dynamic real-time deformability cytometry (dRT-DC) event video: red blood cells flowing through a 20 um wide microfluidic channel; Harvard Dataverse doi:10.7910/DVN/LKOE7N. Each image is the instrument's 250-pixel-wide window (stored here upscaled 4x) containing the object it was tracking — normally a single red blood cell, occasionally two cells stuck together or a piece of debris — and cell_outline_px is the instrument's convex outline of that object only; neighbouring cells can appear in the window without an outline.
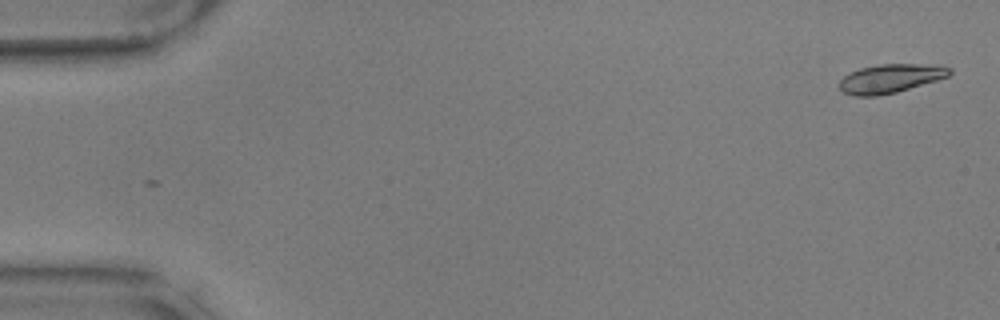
{"species": "common noctule bat (a hibernating species)", "species_latin": "Nyctalus noctula", "temperature_condition": "warm", "stored_images_in_passage": 56, "camera_frame_rate_fps": 3000, "um_per_image_px": 0.085, "animal": {"sex": "male", "body_mass_g": 17.9, "forearm_length_mm": 54.2}, "frame": {"image": 1, "passage_image": 1, "time_ms": 0.0, "image_size_px": [1000, 320], "cell_outline_px": [[952, 72], [948, 76], [936, 80], [896, 92], [876, 96], [852, 96], [844, 92], [840, 88], [840, 80], [844, 76], [860, 68], [880, 64], [940, 64], [952, 68]], "centroid_in_image_um": [75.72, 6.66], "position_along_channel_um": 9.3, "area_um2": 18.44}}
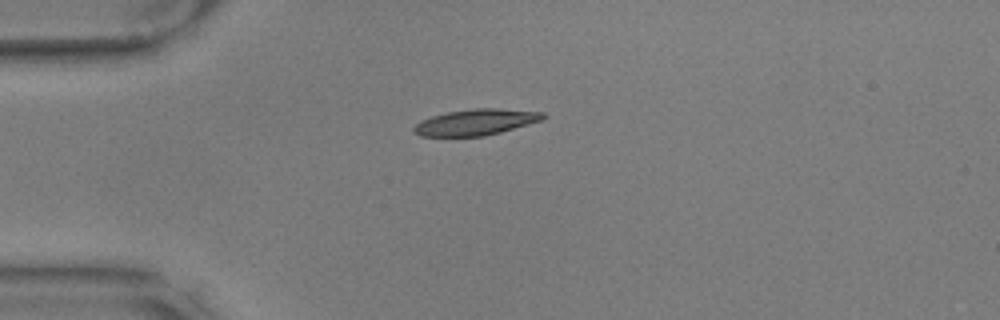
{"frame": {"image": 2, "passage_image": 14, "time_ms": 4.333, "image_size_px": [1000, 320], "cell_outline_px": [[548, 116], [544, 120], [500, 132], [484, 136], [420, 136], [412, 132], [412, 128], [420, 120], [432, 116], [448, 112], [472, 108], [496, 108], [544, 112]], "centroid_in_image_um": [40.46, 10.38], "position_along_channel_um": 44.5, "area_um2": 19.77}}
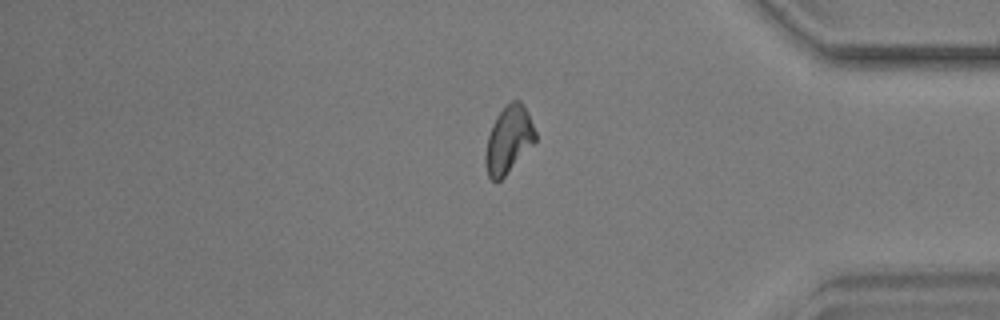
{"frame": {"image": 3, "passage_image": 47, "time_ms": 15.333, "image_size_px": [1000, 320], "cell_outline_px": [[536, 140], [504, 176], [496, 184], [488, 176], [484, 164], [484, 156], [488, 136], [492, 124], [496, 116], [512, 100], [520, 100], [528, 112], [536, 132]], "centroid_in_image_um": [43.2, 11.89], "position_along_channel_um": 392.0, "area_um2": 19.36}, "authors_computed_cell_mechanics": {"area_um2": 19.5364, "velocity_mm_per_s": 3.5438, "shape_relaxation_time_tau1_ms": 3.0116, "shape_relaxation_time_tau2_ms": 3.8911, "deformation_change_tau1": 0.1266, "deformation_change_tau2": 0.1055}}